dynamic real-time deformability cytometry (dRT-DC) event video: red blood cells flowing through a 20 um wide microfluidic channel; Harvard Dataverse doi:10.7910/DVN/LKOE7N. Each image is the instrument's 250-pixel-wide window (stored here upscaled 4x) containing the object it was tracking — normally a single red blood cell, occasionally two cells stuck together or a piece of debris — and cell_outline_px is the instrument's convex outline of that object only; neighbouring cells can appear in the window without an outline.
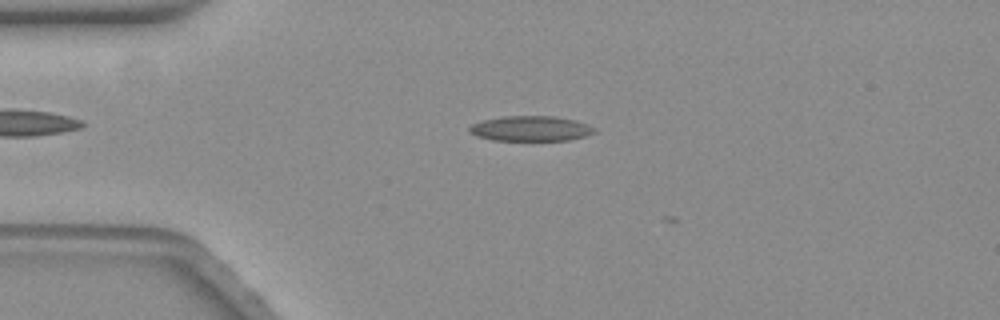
{"species": "common noctule bat (a hibernating species)", "species_latin": "Nyctalus noctula", "temperature_condition": "warm", "stored_images_in_passage": 4, "camera_frame_rate_fps": 3000, "um_per_image_px": 0.085, "animal": {"sex": "female", "body_mass_g": 19.3, "forearm_length_mm": 54.1}, "frame": {"image": 1, "passage_image": 3, "time_ms": 0.667, "image_size_px": [1000, 320], "cell_outline_px": [[592, 132], [584, 136], [568, 140], [492, 140], [480, 136], [472, 132], [468, 128], [472, 124], [484, 120], [504, 116], [552, 116], [572, 120], [584, 124], [592, 128]], "centroid_in_image_um": [45.05, 10.92], "position_along_channel_um": 40.0, "area_um2": 17.63}}